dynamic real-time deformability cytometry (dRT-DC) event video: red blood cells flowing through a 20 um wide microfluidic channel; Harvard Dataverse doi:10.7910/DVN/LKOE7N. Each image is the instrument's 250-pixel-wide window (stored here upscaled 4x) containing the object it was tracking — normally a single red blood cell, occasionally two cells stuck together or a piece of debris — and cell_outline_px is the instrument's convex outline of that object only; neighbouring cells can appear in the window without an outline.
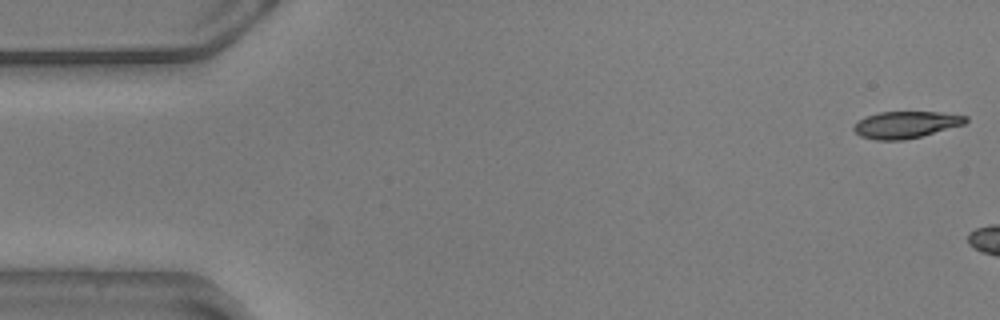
{"species": "common noctule bat (a hibernating species)", "species_latin": "Nyctalus noctula", "temperature_condition": "warm", "stored_images_in_passage": 6, "camera_frame_rate_fps": 3000, "um_per_image_px": 0.085, "animal": {"sex": "male", "body_mass_g": 20.5, "forearm_length_mm": 52.5}, "frame": {"image": 1, "passage_image": 1, "time_ms": 0.0, "image_size_px": [1000, 320], "cell_outline_px": [[968, 120], [964, 124], [920, 136], [904, 140], [876, 140], [860, 136], [852, 128], [864, 116], [880, 112], [940, 112], [968, 116]], "centroid_in_image_um": [76.98, 10.59], "position_along_channel_um": 8.0, "area_um2": 17.34}}